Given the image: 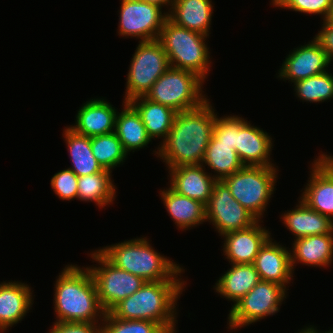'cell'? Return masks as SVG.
I'll return each instance as SVG.
<instances>
[{
  "label": "cell",
  "mask_w": 333,
  "mask_h": 333,
  "mask_svg": "<svg viewBox=\"0 0 333 333\" xmlns=\"http://www.w3.org/2000/svg\"><path fill=\"white\" fill-rule=\"evenodd\" d=\"M217 113L207 99L199 107L178 112L171 130L153 152L166 168L201 165Z\"/></svg>",
  "instance_id": "cell-1"
},
{
  "label": "cell",
  "mask_w": 333,
  "mask_h": 333,
  "mask_svg": "<svg viewBox=\"0 0 333 333\" xmlns=\"http://www.w3.org/2000/svg\"><path fill=\"white\" fill-rule=\"evenodd\" d=\"M246 120L242 116L226 115L223 117L216 116L212 137L220 144L230 145L235 150L237 132L240 125Z\"/></svg>",
  "instance_id": "cell-35"
},
{
  "label": "cell",
  "mask_w": 333,
  "mask_h": 333,
  "mask_svg": "<svg viewBox=\"0 0 333 333\" xmlns=\"http://www.w3.org/2000/svg\"><path fill=\"white\" fill-rule=\"evenodd\" d=\"M170 178L169 186L177 193L205 206L209 202L214 183L217 181L213 173L206 171L202 165L180 166L167 169Z\"/></svg>",
  "instance_id": "cell-19"
},
{
  "label": "cell",
  "mask_w": 333,
  "mask_h": 333,
  "mask_svg": "<svg viewBox=\"0 0 333 333\" xmlns=\"http://www.w3.org/2000/svg\"><path fill=\"white\" fill-rule=\"evenodd\" d=\"M207 38L167 18L158 40L168 56L170 67L193 72L205 82L212 67Z\"/></svg>",
  "instance_id": "cell-5"
},
{
  "label": "cell",
  "mask_w": 333,
  "mask_h": 333,
  "mask_svg": "<svg viewBox=\"0 0 333 333\" xmlns=\"http://www.w3.org/2000/svg\"><path fill=\"white\" fill-rule=\"evenodd\" d=\"M311 164L308 183L298 199L333 220V156L322 153Z\"/></svg>",
  "instance_id": "cell-13"
},
{
  "label": "cell",
  "mask_w": 333,
  "mask_h": 333,
  "mask_svg": "<svg viewBox=\"0 0 333 333\" xmlns=\"http://www.w3.org/2000/svg\"><path fill=\"white\" fill-rule=\"evenodd\" d=\"M147 237H137L98 249L112 264L146 282L184 280L183 266L158 253ZM180 276V278L178 277Z\"/></svg>",
  "instance_id": "cell-4"
},
{
  "label": "cell",
  "mask_w": 333,
  "mask_h": 333,
  "mask_svg": "<svg viewBox=\"0 0 333 333\" xmlns=\"http://www.w3.org/2000/svg\"><path fill=\"white\" fill-rule=\"evenodd\" d=\"M186 281L162 280L145 282L132 295L116 304L109 313L118 319L148 320L166 331L177 324V301L185 291Z\"/></svg>",
  "instance_id": "cell-3"
},
{
  "label": "cell",
  "mask_w": 333,
  "mask_h": 333,
  "mask_svg": "<svg viewBox=\"0 0 333 333\" xmlns=\"http://www.w3.org/2000/svg\"><path fill=\"white\" fill-rule=\"evenodd\" d=\"M201 165L204 168L208 166L207 168L215 173L212 175L216 180H223L244 166L236 150L230 145L220 144L213 137L209 141Z\"/></svg>",
  "instance_id": "cell-30"
},
{
  "label": "cell",
  "mask_w": 333,
  "mask_h": 333,
  "mask_svg": "<svg viewBox=\"0 0 333 333\" xmlns=\"http://www.w3.org/2000/svg\"><path fill=\"white\" fill-rule=\"evenodd\" d=\"M163 205L178 229L188 230L206 222L205 205L181 195L168 186L160 190Z\"/></svg>",
  "instance_id": "cell-23"
},
{
  "label": "cell",
  "mask_w": 333,
  "mask_h": 333,
  "mask_svg": "<svg viewBox=\"0 0 333 333\" xmlns=\"http://www.w3.org/2000/svg\"><path fill=\"white\" fill-rule=\"evenodd\" d=\"M319 330H317V328L314 325H310V326H304V328L302 330H300L299 332L296 333H319Z\"/></svg>",
  "instance_id": "cell-40"
},
{
  "label": "cell",
  "mask_w": 333,
  "mask_h": 333,
  "mask_svg": "<svg viewBox=\"0 0 333 333\" xmlns=\"http://www.w3.org/2000/svg\"><path fill=\"white\" fill-rule=\"evenodd\" d=\"M33 290L19 281L0 283V333L21 322L33 305Z\"/></svg>",
  "instance_id": "cell-20"
},
{
  "label": "cell",
  "mask_w": 333,
  "mask_h": 333,
  "mask_svg": "<svg viewBox=\"0 0 333 333\" xmlns=\"http://www.w3.org/2000/svg\"><path fill=\"white\" fill-rule=\"evenodd\" d=\"M101 324L102 323L54 322L52 328L47 333H102Z\"/></svg>",
  "instance_id": "cell-37"
},
{
  "label": "cell",
  "mask_w": 333,
  "mask_h": 333,
  "mask_svg": "<svg viewBox=\"0 0 333 333\" xmlns=\"http://www.w3.org/2000/svg\"><path fill=\"white\" fill-rule=\"evenodd\" d=\"M263 220L254 225L222 235L223 255L229 264H253L260 248L272 237L269 229L262 226Z\"/></svg>",
  "instance_id": "cell-15"
},
{
  "label": "cell",
  "mask_w": 333,
  "mask_h": 333,
  "mask_svg": "<svg viewBox=\"0 0 333 333\" xmlns=\"http://www.w3.org/2000/svg\"><path fill=\"white\" fill-rule=\"evenodd\" d=\"M54 193L64 201L77 199L78 176L69 168L53 175L50 181Z\"/></svg>",
  "instance_id": "cell-36"
},
{
  "label": "cell",
  "mask_w": 333,
  "mask_h": 333,
  "mask_svg": "<svg viewBox=\"0 0 333 333\" xmlns=\"http://www.w3.org/2000/svg\"><path fill=\"white\" fill-rule=\"evenodd\" d=\"M276 167L244 165L222 180L235 200L258 220L264 217L268 202L274 194L279 173Z\"/></svg>",
  "instance_id": "cell-6"
},
{
  "label": "cell",
  "mask_w": 333,
  "mask_h": 333,
  "mask_svg": "<svg viewBox=\"0 0 333 333\" xmlns=\"http://www.w3.org/2000/svg\"><path fill=\"white\" fill-rule=\"evenodd\" d=\"M294 209L282 213L280 219L297 238L333 233V220L309 208L301 199L298 200Z\"/></svg>",
  "instance_id": "cell-22"
},
{
  "label": "cell",
  "mask_w": 333,
  "mask_h": 333,
  "mask_svg": "<svg viewBox=\"0 0 333 333\" xmlns=\"http://www.w3.org/2000/svg\"><path fill=\"white\" fill-rule=\"evenodd\" d=\"M272 136L262 128L244 121L237 132L235 150L244 165L275 166L270 156L274 143Z\"/></svg>",
  "instance_id": "cell-18"
},
{
  "label": "cell",
  "mask_w": 333,
  "mask_h": 333,
  "mask_svg": "<svg viewBox=\"0 0 333 333\" xmlns=\"http://www.w3.org/2000/svg\"><path fill=\"white\" fill-rule=\"evenodd\" d=\"M206 222L212 223L219 236L254 225L258 219L231 195L222 181L214 183L211 197L205 206Z\"/></svg>",
  "instance_id": "cell-11"
},
{
  "label": "cell",
  "mask_w": 333,
  "mask_h": 333,
  "mask_svg": "<svg viewBox=\"0 0 333 333\" xmlns=\"http://www.w3.org/2000/svg\"><path fill=\"white\" fill-rule=\"evenodd\" d=\"M143 2H147L149 4H153V5H156L158 7H160L161 9L165 6L166 8H168V10L166 11L167 14L170 13L171 11V7H172V4H173V1L174 0H141Z\"/></svg>",
  "instance_id": "cell-39"
},
{
  "label": "cell",
  "mask_w": 333,
  "mask_h": 333,
  "mask_svg": "<svg viewBox=\"0 0 333 333\" xmlns=\"http://www.w3.org/2000/svg\"><path fill=\"white\" fill-rule=\"evenodd\" d=\"M64 141L69 152L71 169L78 177L91 175L104 169L92 154L91 137L81 135L72 130L69 126L63 129Z\"/></svg>",
  "instance_id": "cell-28"
},
{
  "label": "cell",
  "mask_w": 333,
  "mask_h": 333,
  "mask_svg": "<svg viewBox=\"0 0 333 333\" xmlns=\"http://www.w3.org/2000/svg\"><path fill=\"white\" fill-rule=\"evenodd\" d=\"M203 84L204 81L195 73L170 67L155 81L145 97L176 112L191 110L208 99L203 93Z\"/></svg>",
  "instance_id": "cell-7"
},
{
  "label": "cell",
  "mask_w": 333,
  "mask_h": 333,
  "mask_svg": "<svg viewBox=\"0 0 333 333\" xmlns=\"http://www.w3.org/2000/svg\"><path fill=\"white\" fill-rule=\"evenodd\" d=\"M158 323L148 320H124L106 312L102 320V333H165Z\"/></svg>",
  "instance_id": "cell-33"
},
{
  "label": "cell",
  "mask_w": 333,
  "mask_h": 333,
  "mask_svg": "<svg viewBox=\"0 0 333 333\" xmlns=\"http://www.w3.org/2000/svg\"><path fill=\"white\" fill-rule=\"evenodd\" d=\"M121 112L117 113L114 133L121 141L124 151L129 155L144 148L152 141L136 109L129 103H122Z\"/></svg>",
  "instance_id": "cell-27"
},
{
  "label": "cell",
  "mask_w": 333,
  "mask_h": 333,
  "mask_svg": "<svg viewBox=\"0 0 333 333\" xmlns=\"http://www.w3.org/2000/svg\"><path fill=\"white\" fill-rule=\"evenodd\" d=\"M331 62L320 43L313 37L307 44L304 43L287 54L278 70L277 78L289 80L292 84L328 71Z\"/></svg>",
  "instance_id": "cell-14"
},
{
  "label": "cell",
  "mask_w": 333,
  "mask_h": 333,
  "mask_svg": "<svg viewBox=\"0 0 333 333\" xmlns=\"http://www.w3.org/2000/svg\"><path fill=\"white\" fill-rule=\"evenodd\" d=\"M292 243L290 253L293 271L298 263L327 268L333 262V233L305 236L294 239Z\"/></svg>",
  "instance_id": "cell-21"
},
{
  "label": "cell",
  "mask_w": 333,
  "mask_h": 333,
  "mask_svg": "<svg viewBox=\"0 0 333 333\" xmlns=\"http://www.w3.org/2000/svg\"><path fill=\"white\" fill-rule=\"evenodd\" d=\"M54 286L55 322L102 323L106 312L88 267L66 265Z\"/></svg>",
  "instance_id": "cell-2"
},
{
  "label": "cell",
  "mask_w": 333,
  "mask_h": 333,
  "mask_svg": "<svg viewBox=\"0 0 333 333\" xmlns=\"http://www.w3.org/2000/svg\"><path fill=\"white\" fill-rule=\"evenodd\" d=\"M160 7L141 0H122L118 35L140 41L158 39L168 14Z\"/></svg>",
  "instance_id": "cell-12"
},
{
  "label": "cell",
  "mask_w": 333,
  "mask_h": 333,
  "mask_svg": "<svg viewBox=\"0 0 333 333\" xmlns=\"http://www.w3.org/2000/svg\"><path fill=\"white\" fill-rule=\"evenodd\" d=\"M327 20L333 21V2H332L331 10H330Z\"/></svg>",
  "instance_id": "cell-41"
},
{
  "label": "cell",
  "mask_w": 333,
  "mask_h": 333,
  "mask_svg": "<svg viewBox=\"0 0 333 333\" xmlns=\"http://www.w3.org/2000/svg\"><path fill=\"white\" fill-rule=\"evenodd\" d=\"M129 66L124 102L145 96L169 68L168 56L158 39L139 41Z\"/></svg>",
  "instance_id": "cell-8"
},
{
  "label": "cell",
  "mask_w": 333,
  "mask_h": 333,
  "mask_svg": "<svg viewBox=\"0 0 333 333\" xmlns=\"http://www.w3.org/2000/svg\"><path fill=\"white\" fill-rule=\"evenodd\" d=\"M324 332H325V333H333V328H332L331 330L329 329V331H324ZM324 332H323V333H324ZM319 333H321V332L319 331Z\"/></svg>",
  "instance_id": "cell-43"
},
{
  "label": "cell",
  "mask_w": 333,
  "mask_h": 333,
  "mask_svg": "<svg viewBox=\"0 0 333 333\" xmlns=\"http://www.w3.org/2000/svg\"><path fill=\"white\" fill-rule=\"evenodd\" d=\"M279 243L270 237L260 248L253 264L260 280L277 283L289 290L287 286L294 275L291 253L289 248Z\"/></svg>",
  "instance_id": "cell-16"
},
{
  "label": "cell",
  "mask_w": 333,
  "mask_h": 333,
  "mask_svg": "<svg viewBox=\"0 0 333 333\" xmlns=\"http://www.w3.org/2000/svg\"><path fill=\"white\" fill-rule=\"evenodd\" d=\"M92 252V253H91ZM90 252L97 266H87L96 284L99 302L105 312L139 290L145 280L112 264L98 249Z\"/></svg>",
  "instance_id": "cell-10"
},
{
  "label": "cell",
  "mask_w": 333,
  "mask_h": 333,
  "mask_svg": "<svg viewBox=\"0 0 333 333\" xmlns=\"http://www.w3.org/2000/svg\"><path fill=\"white\" fill-rule=\"evenodd\" d=\"M212 0H174L168 18L175 24L209 37Z\"/></svg>",
  "instance_id": "cell-24"
},
{
  "label": "cell",
  "mask_w": 333,
  "mask_h": 333,
  "mask_svg": "<svg viewBox=\"0 0 333 333\" xmlns=\"http://www.w3.org/2000/svg\"><path fill=\"white\" fill-rule=\"evenodd\" d=\"M117 109L103 98H91L77 110L74 125H68L76 133L93 137L113 133Z\"/></svg>",
  "instance_id": "cell-17"
},
{
  "label": "cell",
  "mask_w": 333,
  "mask_h": 333,
  "mask_svg": "<svg viewBox=\"0 0 333 333\" xmlns=\"http://www.w3.org/2000/svg\"><path fill=\"white\" fill-rule=\"evenodd\" d=\"M129 103L139 113L148 136L154 140L155 138L164 140L171 130L178 112L168 106L153 102L145 96L133 98Z\"/></svg>",
  "instance_id": "cell-26"
},
{
  "label": "cell",
  "mask_w": 333,
  "mask_h": 333,
  "mask_svg": "<svg viewBox=\"0 0 333 333\" xmlns=\"http://www.w3.org/2000/svg\"><path fill=\"white\" fill-rule=\"evenodd\" d=\"M259 274L254 264H231L213 287L218 295L233 301L232 307L241 300L258 282Z\"/></svg>",
  "instance_id": "cell-25"
},
{
  "label": "cell",
  "mask_w": 333,
  "mask_h": 333,
  "mask_svg": "<svg viewBox=\"0 0 333 333\" xmlns=\"http://www.w3.org/2000/svg\"><path fill=\"white\" fill-rule=\"evenodd\" d=\"M322 23L321 31H318L314 38L320 43L328 58L333 62V21L326 20Z\"/></svg>",
  "instance_id": "cell-38"
},
{
  "label": "cell",
  "mask_w": 333,
  "mask_h": 333,
  "mask_svg": "<svg viewBox=\"0 0 333 333\" xmlns=\"http://www.w3.org/2000/svg\"><path fill=\"white\" fill-rule=\"evenodd\" d=\"M295 96L303 102L320 103L333 98V74L326 71L293 83Z\"/></svg>",
  "instance_id": "cell-32"
},
{
  "label": "cell",
  "mask_w": 333,
  "mask_h": 333,
  "mask_svg": "<svg viewBox=\"0 0 333 333\" xmlns=\"http://www.w3.org/2000/svg\"><path fill=\"white\" fill-rule=\"evenodd\" d=\"M272 6L293 10L295 12L321 15L326 21L331 10L333 0H271Z\"/></svg>",
  "instance_id": "cell-34"
},
{
  "label": "cell",
  "mask_w": 333,
  "mask_h": 333,
  "mask_svg": "<svg viewBox=\"0 0 333 333\" xmlns=\"http://www.w3.org/2000/svg\"><path fill=\"white\" fill-rule=\"evenodd\" d=\"M111 174V171L104 169L95 174L78 177L77 200L93 202L100 209L111 205L117 192Z\"/></svg>",
  "instance_id": "cell-29"
},
{
  "label": "cell",
  "mask_w": 333,
  "mask_h": 333,
  "mask_svg": "<svg viewBox=\"0 0 333 333\" xmlns=\"http://www.w3.org/2000/svg\"><path fill=\"white\" fill-rule=\"evenodd\" d=\"M91 149L101 167L111 172L128 158V154L114 132L91 137Z\"/></svg>",
  "instance_id": "cell-31"
},
{
  "label": "cell",
  "mask_w": 333,
  "mask_h": 333,
  "mask_svg": "<svg viewBox=\"0 0 333 333\" xmlns=\"http://www.w3.org/2000/svg\"><path fill=\"white\" fill-rule=\"evenodd\" d=\"M176 330H177V327L175 329L168 330L165 333H176L177 332Z\"/></svg>",
  "instance_id": "cell-42"
},
{
  "label": "cell",
  "mask_w": 333,
  "mask_h": 333,
  "mask_svg": "<svg viewBox=\"0 0 333 333\" xmlns=\"http://www.w3.org/2000/svg\"><path fill=\"white\" fill-rule=\"evenodd\" d=\"M287 290L274 282L260 280L241 300L231 307L227 325L238 330L273 316L280 311L282 302L287 299Z\"/></svg>",
  "instance_id": "cell-9"
}]
</instances>
